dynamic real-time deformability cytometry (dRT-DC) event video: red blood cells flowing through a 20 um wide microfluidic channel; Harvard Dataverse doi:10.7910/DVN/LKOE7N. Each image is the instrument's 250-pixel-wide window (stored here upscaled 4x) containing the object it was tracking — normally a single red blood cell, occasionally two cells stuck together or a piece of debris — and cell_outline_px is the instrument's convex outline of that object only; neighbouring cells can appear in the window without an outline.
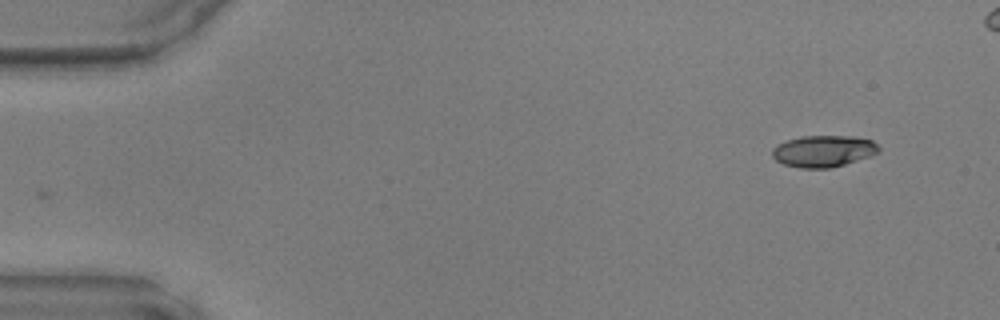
{"species": "common noctule bat (a hibernating species)", "species_latin": "Nyctalus noctula", "temperature_condition": "warm", "stored_images_in_passage": 10, "camera_frame_rate_fps": 3000, "um_per_image_px": 0.085, "animal": {"sex": "male", "body_mass_g": 17.9, "forearm_length_mm": 54.2}, "frame": {"image": 1, "passage_image": 1, "time_ms": 0.0, "image_size_px": [1000, 320], "cell_outline_px": [[880, 148], [876, 152], [868, 156], [832, 168], [800, 168], [784, 164], [776, 160], [772, 156], [772, 148], [776, 144], [800, 136], [852, 136], [872, 140]], "centroid_in_image_um": [69.94, 12.84], "position_along_channel_um": 15.1, "area_um2": 19.48}}